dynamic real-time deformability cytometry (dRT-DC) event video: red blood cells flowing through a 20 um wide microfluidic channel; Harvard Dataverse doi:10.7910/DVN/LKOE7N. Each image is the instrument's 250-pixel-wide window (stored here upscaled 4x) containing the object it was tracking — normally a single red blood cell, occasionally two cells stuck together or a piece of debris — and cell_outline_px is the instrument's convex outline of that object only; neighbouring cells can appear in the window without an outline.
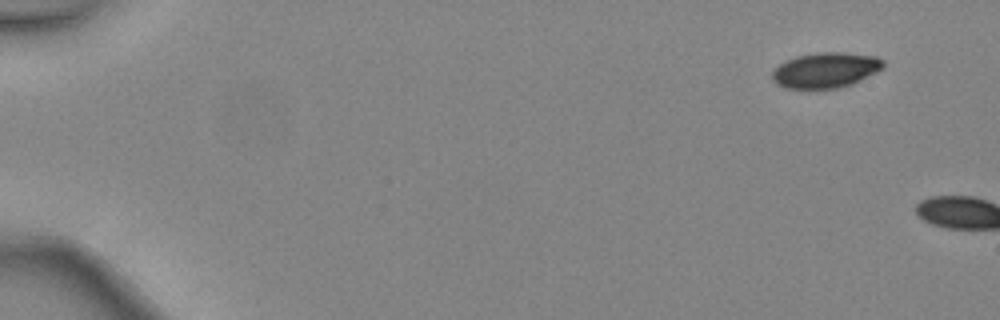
{"species": "common noctule bat (a hibernating species)", "species_latin": "Nyctalus noctula", "temperature_condition": "warm", "stored_images_in_passage": 2, "camera_frame_rate_fps": 3000, "um_per_image_px": 0.085, "animal": {"sex": "female", "body_mass_g": 24.6, "forearm_length_mm": 56.2}, "frame": {"image": 1, "passage_image": 1, "time_ms": 0.0, "image_size_px": [1000, 320], "cell_outline_px": [[884, 68], [852, 84], [836, 88], [788, 88], [776, 84], [772, 80], [772, 72], [780, 64], [796, 56], [816, 52], [844, 52], [876, 56], [884, 60]], "centroid_in_image_um": [70.2, 5.95], "position_along_channel_um": 14.8, "area_um2": 22.83}}